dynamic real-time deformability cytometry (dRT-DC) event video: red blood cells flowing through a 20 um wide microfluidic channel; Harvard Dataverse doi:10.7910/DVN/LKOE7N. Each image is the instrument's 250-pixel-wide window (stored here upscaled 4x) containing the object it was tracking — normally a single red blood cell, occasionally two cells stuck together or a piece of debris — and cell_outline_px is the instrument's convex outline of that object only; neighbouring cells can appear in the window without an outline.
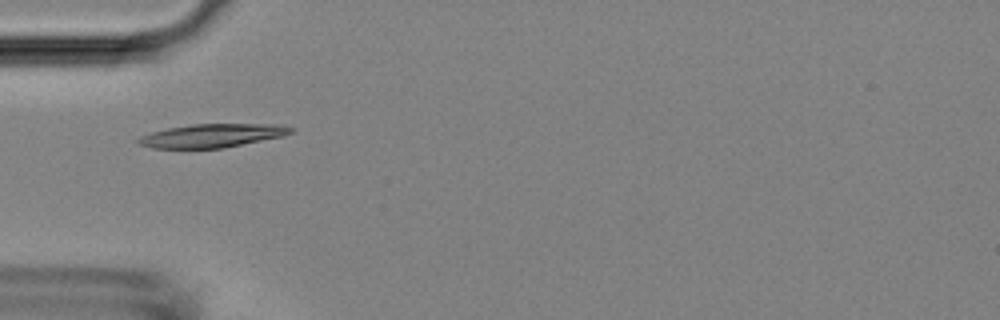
{"species": "Egyptian fruit bat (a non-hibernating species)", "species_latin": "Rousettus aegyptiacus", "temperature_condition": "room temperature", "stored_images_in_passage": 4, "camera_frame_rate_fps": 3000, "um_per_image_px": 0.085, "animal": {"sex": "female"}, "frame": {"image": 1, "passage_image": 4, "time_ms": 5.0, "image_size_px": [1000, 320], "cell_outline_px": [[296, 132], [280, 136], [224, 148], [152, 148], [140, 144], [136, 140], [140, 136], [152, 132], [168, 128], [192, 124], [284, 124], [296, 128]], "centroid_in_image_um": [18.08, 11.51], "position_along_channel_um": 66.9, "area_um2": 20.87}}